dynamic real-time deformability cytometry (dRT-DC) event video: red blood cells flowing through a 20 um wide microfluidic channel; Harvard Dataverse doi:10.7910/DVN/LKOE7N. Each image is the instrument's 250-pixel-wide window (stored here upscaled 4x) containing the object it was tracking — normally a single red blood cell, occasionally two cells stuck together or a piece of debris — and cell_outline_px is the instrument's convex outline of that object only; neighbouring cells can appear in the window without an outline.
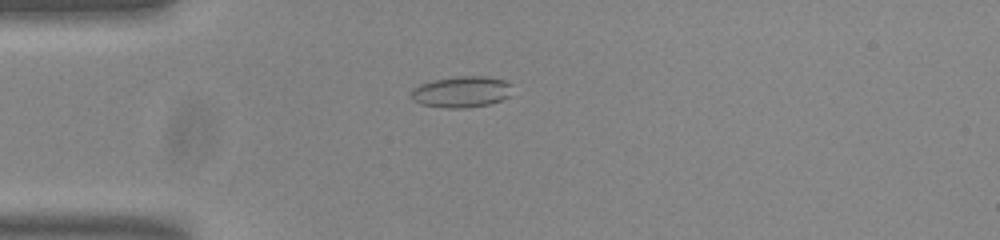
{"species": "common noctule bat (a hibernating species)", "species_latin": "Nyctalus noctula", "temperature_condition": "room temperature", "stored_images_in_passage": 43, "camera_frame_rate_fps": 3000, "um_per_image_px": 0.085, "animal": {"sex": "male", "body_mass_g": 20.0, "forearm_length_mm": 53.3}, "frame": {"image": 1, "passage_image": 3, "time_ms": 0.667, "image_size_px": [1000, 240], "cell_outline_px": [[512, 84], [508, 96], [500, 100], [488, 104], [464, 108], [448, 108], [420, 104], [412, 100], [412, 88], [420, 84], [432, 80], [456, 76], [484, 76], [504, 80]], "centroid_in_image_um": [39.19, 7.8], "position_along_channel_um": 45.8, "area_um2": 18.32}}
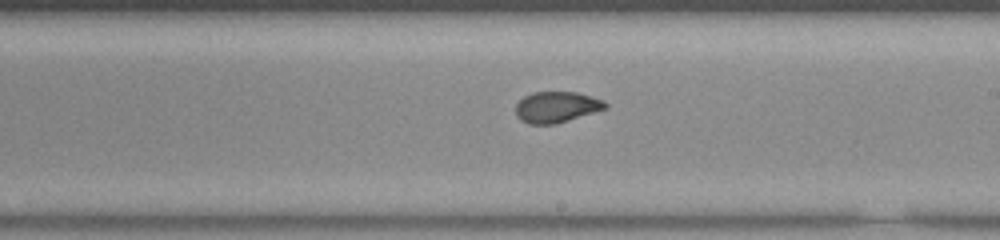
{"frame": {"image": 2, "passage_image": 20, "time_ms": 6.333, "image_size_px": [1000, 240], "cell_outline_px": [[608, 108], [556, 124], [528, 124], [520, 120], [516, 116], [516, 104], [524, 96], [532, 92], [576, 92], [592, 96], [604, 100], [608, 104]], "centroid_in_image_um": [47.31, 9.1], "position_along_channel_um": 241.7, "area_um2": 16.36}}
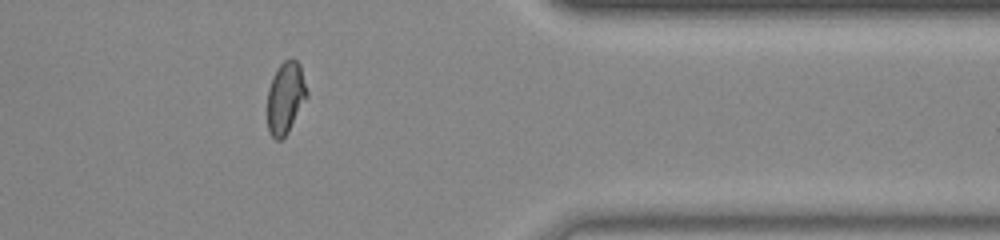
{"frame": {"image": 3, "passage_image": 33, "time_ms": 10.667, "image_size_px": [1000, 240], "cell_outline_px": [[308, 96], [288, 132], [280, 140], [276, 140], [272, 136], [268, 128], [268, 88], [272, 76], [276, 68], [284, 60], [292, 56], [300, 64], [308, 92]], "centroid_in_image_um": [24.28, 8.25], "position_along_channel_um": 387.1, "area_um2": 16.7}, "authors_computed_cell_mechanics": {"area_um2": 16.9932, "velocity_mm_per_s": 3.7691, "shape_relaxation_time_tau1_ms": 9.1725, "shape_relaxation_time_tau2_ms": 1.1368, "deformation_change_tau1": 0.1994, "deformation_change_tau2": 0.0482}}